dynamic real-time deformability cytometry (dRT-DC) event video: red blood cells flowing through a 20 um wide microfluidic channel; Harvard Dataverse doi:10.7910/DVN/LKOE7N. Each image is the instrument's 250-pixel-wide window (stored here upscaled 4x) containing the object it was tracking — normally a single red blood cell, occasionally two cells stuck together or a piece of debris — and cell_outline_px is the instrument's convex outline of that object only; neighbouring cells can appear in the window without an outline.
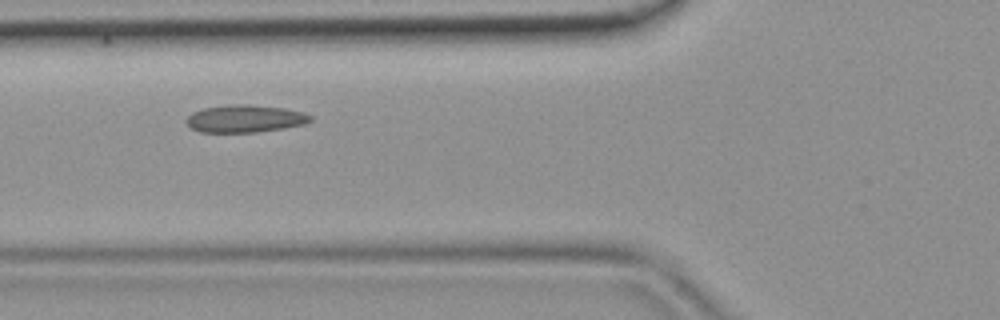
{"species": "common noctule bat (a hibernating species)", "species_latin": "Nyctalus noctula", "temperature_condition": "room temperature", "stored_images_in_passage": 31, "camera_frame_rate_fps": 3000, "um_per_image_px": 0.085, "animal": {"sex": "female", "body_mass_g": 19.9}, "frame": {"image": 1, "passage_image": 3, "time_ms": 0.667, "image_size_px": [1000, 320], "cell_outline_px": [[312, 120], [304, 124], [284, 128], [256, 132], [200, 132], [192, 128], [184, 120], [192, 112], [204, 108], [232, 104], [252, 104], [284, 108], [304, 112], [312, 116]], "centroid_in_image_um": [20.84, 10.08], "position_along_channel_um": 105.0, "area_um2": 19.94}}
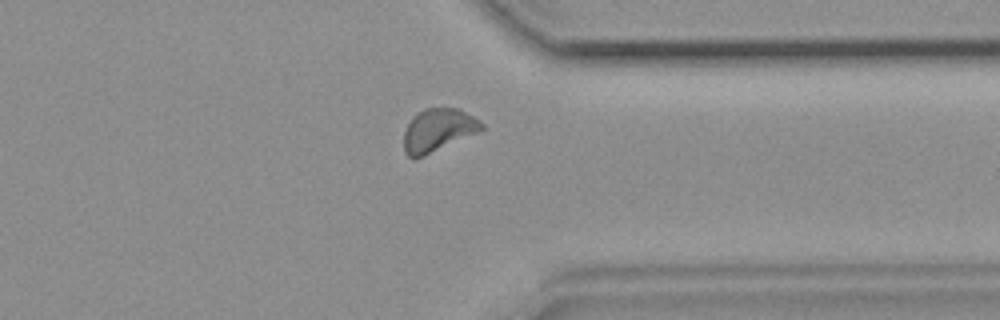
{"frame": {"image": 2, "passage_image": 21, "time_ms": 6.667, "image_size_px": [1000, 320], "cell_outline_px": [[484, 128], [480, 132], [424, 156], [412, 160], [404, 152], [404, 132], [412, 116], [416, 112], [424, 108], [460, 108], [480, 120], [484, 124]], "centroid_in_image_um": [37.24, 11.06], "position_along_channel_um": 374.2, "area_um2": 19.83}}
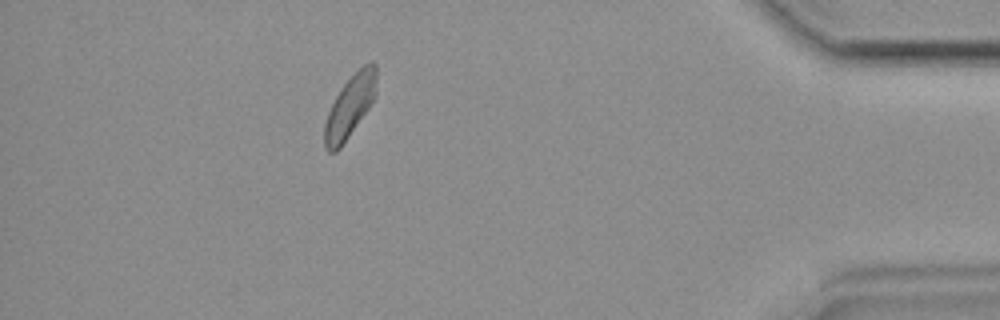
{"frame": {"image": 3, "passage_image": 26, "time_ms": 8.333, "image_size_px": [1000, 320], "cell_outline_px": [[376, 96], [368, 108], [340, 148], [336, 152], [328, 152], [324, 148], [324, 124], [328, 112], [340, 88], [364, 64], [372, 60], [376, 64]], "centroid_in_image_um": [29.74, 9.05], "position_along_channel_um": 405.5, "area_um2": 18.61}}